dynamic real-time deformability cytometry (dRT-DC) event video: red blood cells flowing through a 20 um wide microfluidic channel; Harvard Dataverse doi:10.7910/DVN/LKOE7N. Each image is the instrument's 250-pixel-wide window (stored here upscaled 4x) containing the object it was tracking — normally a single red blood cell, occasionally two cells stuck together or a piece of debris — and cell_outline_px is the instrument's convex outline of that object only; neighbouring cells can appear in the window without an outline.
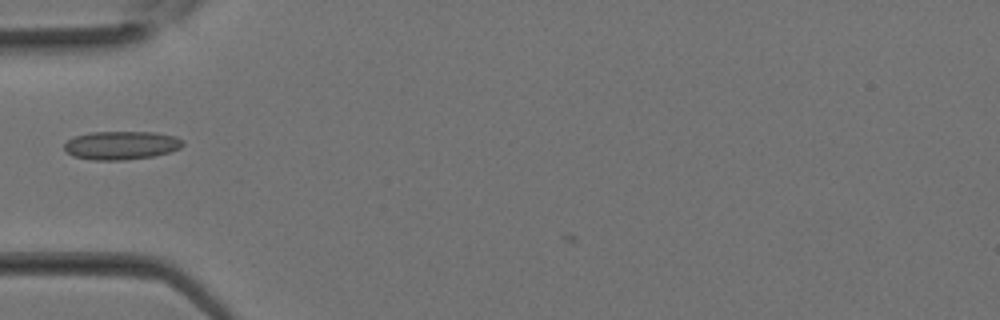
{"species": "Egyptian fruit bat (a non-hibernating species)", "species_latin": "Rousettus aegyptiacus", "temperature_condition": "room temperature", "stored_images_in_passage": 6, "camera_frame_rate_fps": 3000, "um_per_image_px": 0.085, "animal": {"sex": "female"}, "frame": {"image": 1, "passage_image": 5, "time_ms": 1.333, "image_size_px": [1000, 320], "cell_outline_px": [[184, 144], [180, 148], [172, 152], [152, 156], [124, 160], [92, 160], [72, 156], [64, 148], [64, 144], [72, 136], [92, 132], [156, 132], [176, 136], [184, 140]], "centroid_in_image_um": [10.33, 12.35], "position_along_channel_um": 74.7, "area_um2": 19.88}}